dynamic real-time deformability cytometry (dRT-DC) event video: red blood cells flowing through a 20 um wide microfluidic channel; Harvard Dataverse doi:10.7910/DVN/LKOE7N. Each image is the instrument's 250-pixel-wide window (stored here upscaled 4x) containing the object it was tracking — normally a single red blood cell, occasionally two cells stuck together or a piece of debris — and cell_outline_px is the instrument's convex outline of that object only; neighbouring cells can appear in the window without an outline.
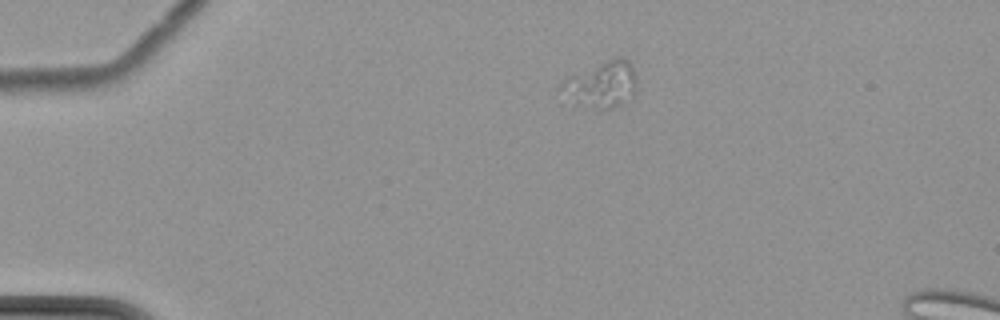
{"species": "common noctule bat (a hibernating species)", "species_latin": "Nyctalus noctula", "temperature_condition": "cold", "stored_images_in_passage": 4, "camera_frame_rate_fps": 3000, "um_per_image_px": 0.085, "animal": {"sex": "female", "body_mass_g": 22.7, "forearm_length_mm": 54.2}, "frame": {"image": 1, "passage_image": 1, "time_ms": 0.0, "image_size_px": [1000, 320], "cell_outline_px": [[636, 92], [620, 104], [612, 108], [576, 108], [568, 104], [560, 88], [560, 84], [568, 76], [612, 56], [620, 56], [628, 60], [632, 64], [636, 76]], "centroid_in_image_um": [51.08, 7.18], "position_along_channel_um": 33.9, "area_um2": 21.21}}
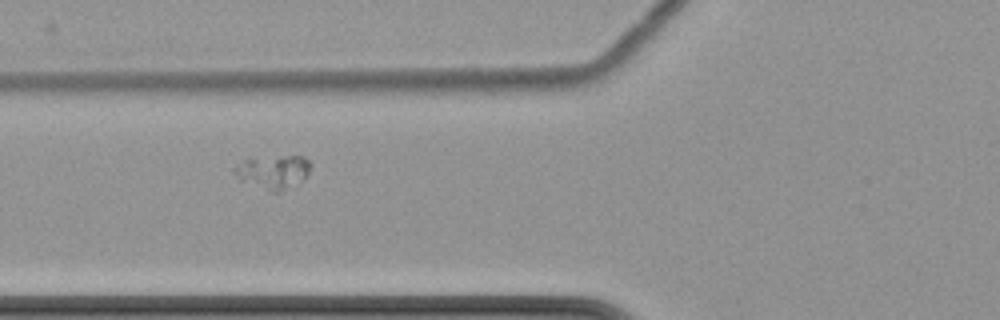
{"frame": {"image": 2, "passage_image": 3, "time_ms": 3.667, "image_size_px": [1000, 320], "cell_outline_px": [[312, 164], [308, 172], [300, 180], [280, 192], [272, 192], [240, 180], [232, 172], [232, 168], [248, 156], [304, 156]], "centroid_in_image_um": [23.14, 14.56], "position_along_channel_um": 102.7, "area_um2": 15.09}}
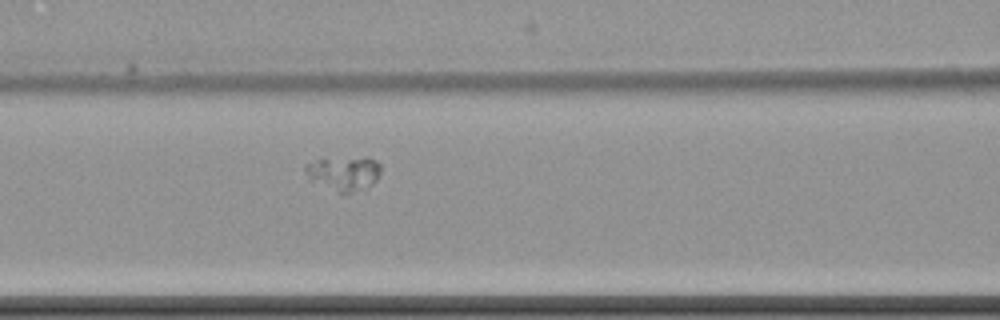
{"frame": {"image": 3, "passage_image": 4, "time_ms": 4.667, "image_size_px": [1000, 320], "cell_outline_px": [[380, 172], [376, 180], [368, 188], [352, 192], [340, 192], [308, 180], [304, 172], [304, 164], [320, 156], [376, 160], [380, 164]], "centroid_in_image_um": [29.12, 14.7], "position_along_channel_um": 137.5, "area_um2": 15.32}}